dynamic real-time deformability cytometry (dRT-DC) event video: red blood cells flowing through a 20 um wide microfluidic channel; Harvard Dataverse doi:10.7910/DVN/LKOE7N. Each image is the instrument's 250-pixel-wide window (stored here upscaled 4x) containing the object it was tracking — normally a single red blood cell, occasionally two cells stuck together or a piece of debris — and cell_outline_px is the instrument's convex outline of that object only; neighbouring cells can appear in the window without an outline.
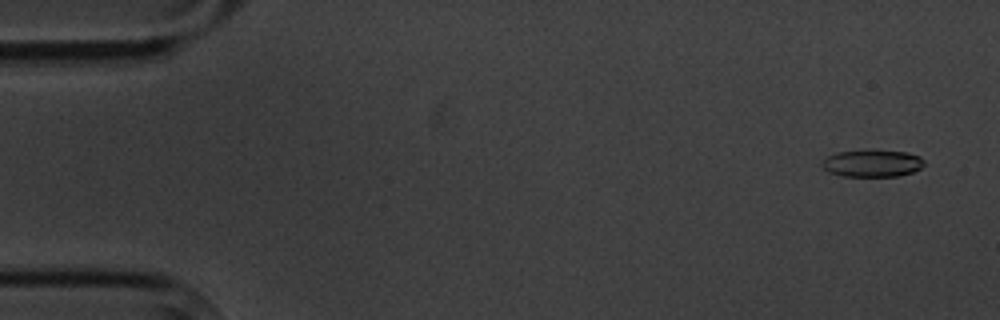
{"species": "common noctule bat (a hibernating species)", "species_latin": "Nyctalus noctula", "temperature_condition": "cold", "stored_images_in_passage": 6, "camera_frame_rate_fps": 3000, "um_per_image_px": 0.085, "animal": {"sex": "male", "body_mass_g": 20.1, "forearm_length_mm": 53.5}, "frame": {"image": 1, "passage_image": 1, "time_ms": 0.0, "image_size_px": [1000, 320], "cell_outline_px": [[924, 164], [920, 168], [912, 172], [896, 176], [844, 176], [828, 172], [820, 164], [828, 156], [836, 152], [904, 152], [920, 156], [924, 160]], "centroid_in_image_um": [74.13, 13.91], "position_along_channel_um": 10.9, "area_um2": 15.49}}